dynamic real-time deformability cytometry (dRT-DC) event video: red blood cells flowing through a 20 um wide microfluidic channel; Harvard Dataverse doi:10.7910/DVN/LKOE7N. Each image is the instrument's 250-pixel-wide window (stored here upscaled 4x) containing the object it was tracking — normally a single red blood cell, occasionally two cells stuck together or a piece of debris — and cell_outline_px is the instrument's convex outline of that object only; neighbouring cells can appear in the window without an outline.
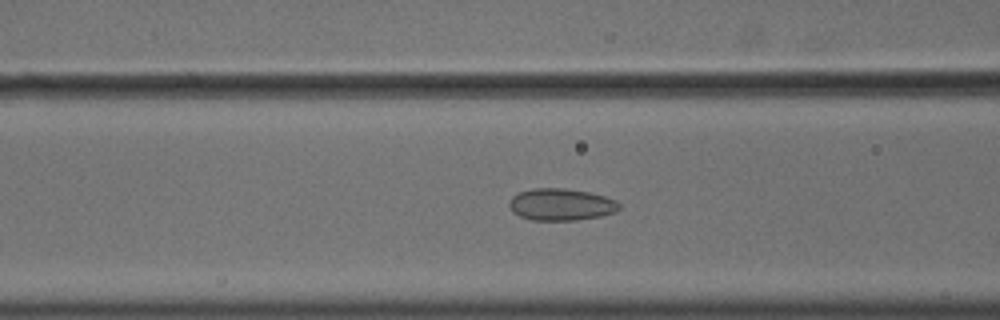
{"species": "common noctule bat (a hibernating species)", "species_latin": "Nyctalus noctula", "temperature_condition": "cold", "stored_images_in_passage": 39, "camera_frame_rate_fps": 3000, "um_per_image_px": 0.085, "animal": {"sex": "male", "body_mass_g": 18.8}, "frame": {"image": 1, "passage_image": 11, "time_ms": 3.333, "image_size_px": [1000, 320], "cell_outline_px": [[620, 208], [616, 212], [600, 216], [576, 220], [532, 220], [520, 216], [512, 212], [508, 204], [512, 196], [520, 192], [532, 188], [564, 188], [592, 192], [616, 200], [620, 204]], "centroid_in_image_um": [47.7, 17.38], "position_along_channel_um": 118.9, "area_um2": 20.63}}
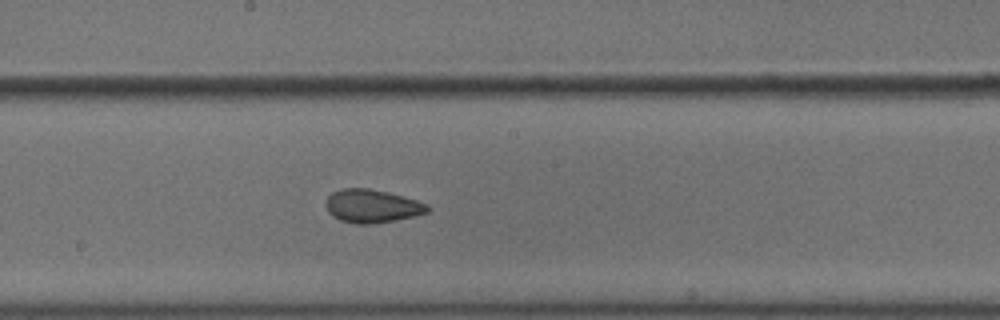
{"frame": {"image": 2, "passage_image": 19, "time_ms": 6.0, "image_size_px": [1000, 320], "cell_outline_px": [[428, 212], [416, 216], [396, 220], [372, 224], [356, 224], [340, 220], [332, 216], [328, 212], [324, 204], [328, 196], [332, 192], [340, 188], [368, 188], [416, 200], [428, 204]], "centroid_in_image_um": [31.57, 17.53], "position_along_channel_um": 216.6, "area_um2": 19.71}}
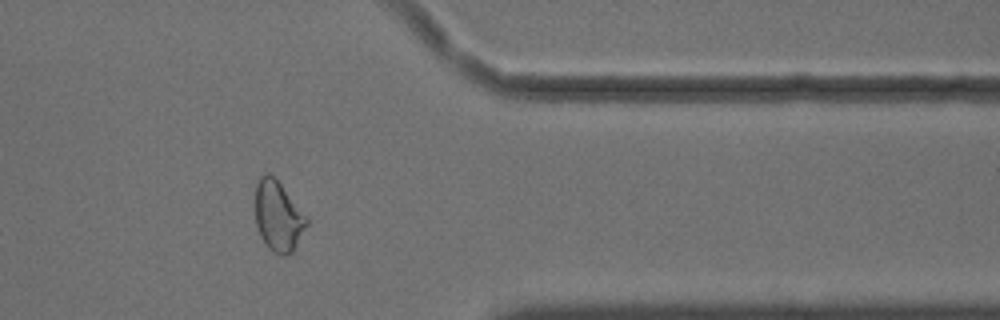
{"frame": {"image": 3, "passage_image": 34, "time_ms": 11.0, "image_size_px": [1000, 320], "cell_outline_px": [[308, 224], [292, 252], [284, 256], [280, 256], [268, 248], [264, 244], [260, 236], [256, 224], [256, 180], [264, 172], [268, 172], [280, 184], [308, 216]], "centroid_in_image_um": [23.64, 18.38], "position_along_channel_um": 387.8, "area_um2": 21.1}}